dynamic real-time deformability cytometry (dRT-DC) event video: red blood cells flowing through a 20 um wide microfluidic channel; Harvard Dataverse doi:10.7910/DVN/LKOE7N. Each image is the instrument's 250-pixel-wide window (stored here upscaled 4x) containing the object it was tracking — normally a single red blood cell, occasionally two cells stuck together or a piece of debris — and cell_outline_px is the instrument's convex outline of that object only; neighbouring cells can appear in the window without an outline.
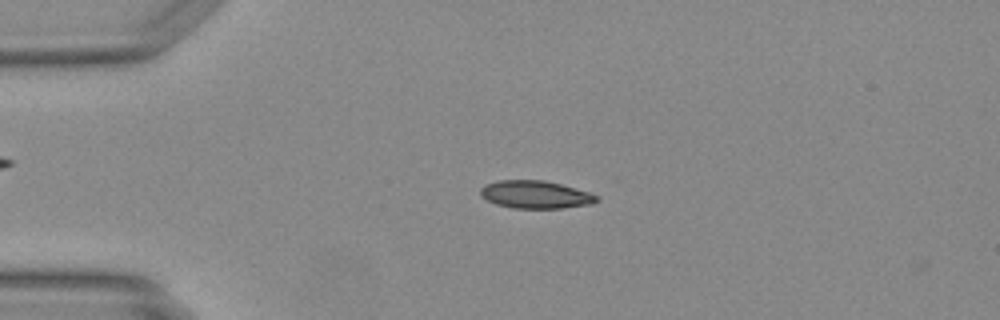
{"species": "Egyptian fruit bat (a non-hibernating species)", "species_latin": "Rousettus aegyptiacus", "temperature_condition": "warm", "stored_images_in_passage": 43, "camera_frame_rate_fps": 3000, "um_per_image_px": 0.085, "animal": {"sex": "female"}, "frame": {"image": 1, "passage_image": 11, "time_ms": 3.333, "image_size_px": [1000, 320], "cell_outline_px": [[600, 200], [592, 204], [560, 208], [512, 208], [496, 204], [480, 196], [480, 188], [484, 184], [500, 180], [544, 180], [560, 184], [588, 192], [600, 196]], "centroid_in_image_um": [45.51, 16.54], "position_along_channel_um": 39.5, "area_um2": 18.84}}
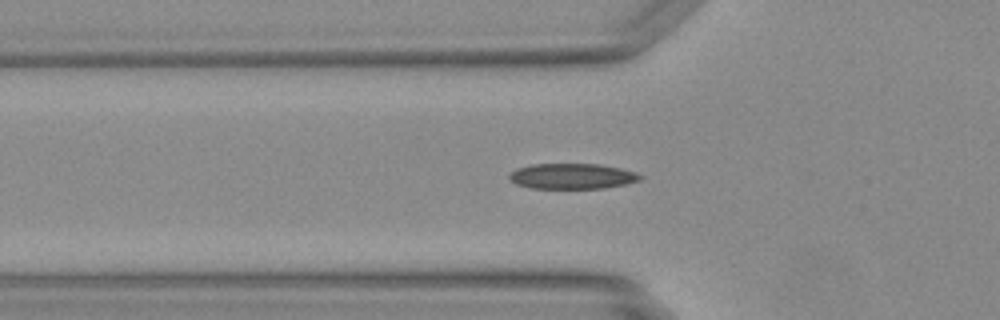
{"frame": {"image": 2, "passage_image": 16, "time_ms": 5.0, "image_size_px": [1000, 320], "cell_outline_px": [[644, 176], [640, 180], [624, 184], [604, 188], [532, 188], [516, 184], [508, 180], [508, 176], [516, 168], [532, 164], [600, 164], [620, 168], [636, 172]], "centroid_in_image_um": [48.62, 14.97], "position_along_channel_um": 77.2, "area_um2": 19.48}}
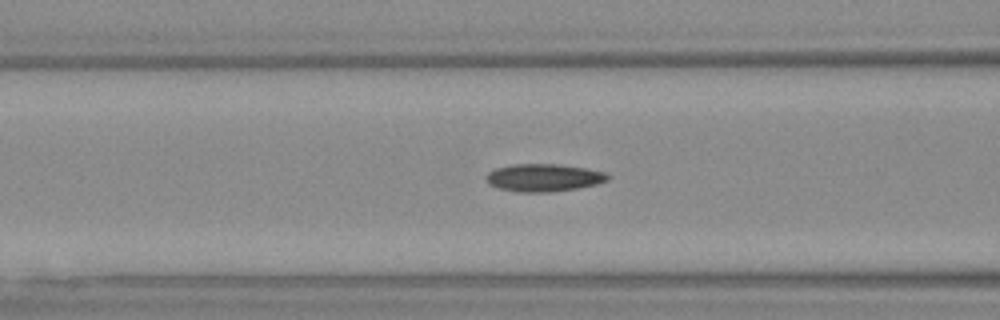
{"frame": {"image": 3, "passage_image": 19, "time_ms": 6.0, "image_size_px": [1000, 320], "cell_outline_px": [[608, 180], [596, 184], [576, 188], [552, 192], [520, 192], [500, 188], [488, 184], [484, 180], [484, 176], [488, 172], [496, 168], [512, 164], [556, 164], [584, 168], [604, 172], [608, 176]], "centroid_in_image_um": [46.14, 15.1], "position_along_channel_um": 120.5, "area_um2": 19.48}}